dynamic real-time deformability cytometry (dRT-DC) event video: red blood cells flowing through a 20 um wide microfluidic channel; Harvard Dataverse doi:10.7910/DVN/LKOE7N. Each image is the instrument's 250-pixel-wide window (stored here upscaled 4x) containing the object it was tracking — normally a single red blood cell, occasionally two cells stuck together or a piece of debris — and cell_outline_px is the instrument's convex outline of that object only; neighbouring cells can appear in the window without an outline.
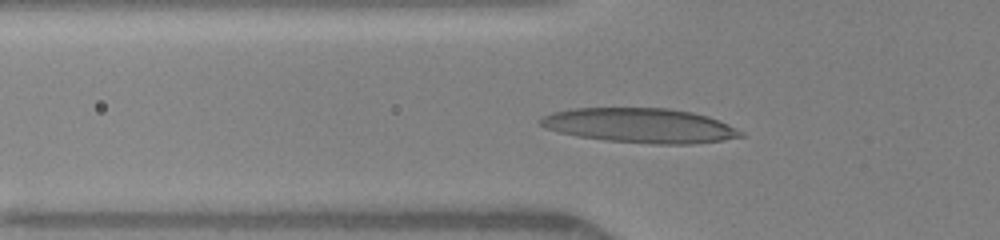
{"species": "human", "species_latin": "Homo sapiens", "temperature_condition": "warm", "stored_images_in_passage": 32, "camera_frame_rate_fps": 3000, "um_per_image_px": 0.085, "donor": {"sex": "female"}, "frame": {"image": 1, "passage_image": 6, "time_ms": 1.667, "image_size_px": [1000, 240], "cell_outline_px": [[744, 136], [724, 140], [688, 144], [652, 144], [604, 140], [576, 136], [544, 128], [536, 120], [540, 116], [552, 112], [572, 108], [668, 108], [692, 112], [708, 116], [728, 124], [744, 132]], "centroid_in_image_um": [54.37, 10.66], "position_along_channel_um": 71.4, "area_um2": 40.69}}
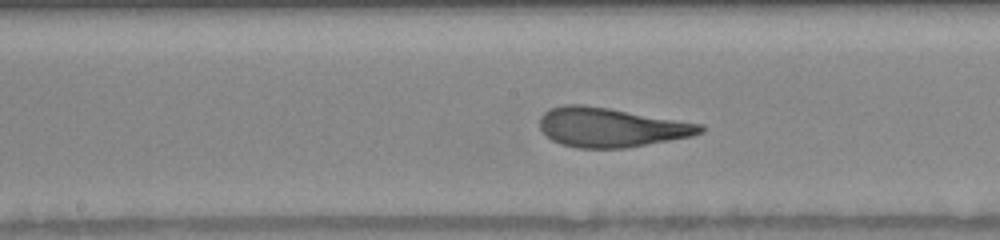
{"frame": {"image": 2, "passage_image": 15, "time_ms": 4.667, "image_size_px": [1000, 240], "cell_outline_px": [[704, 132], [692, 136], [624, 148], [576, 148], [560, 144], [552, 140], [540, 128], [540, 116], [548, 108], [564, 104], [584, 104], [704, 124]], "centroid_in_image_um": [51.91, 10.82], "position_along_channel_um": 196.3, "area_um2": 36.82}}
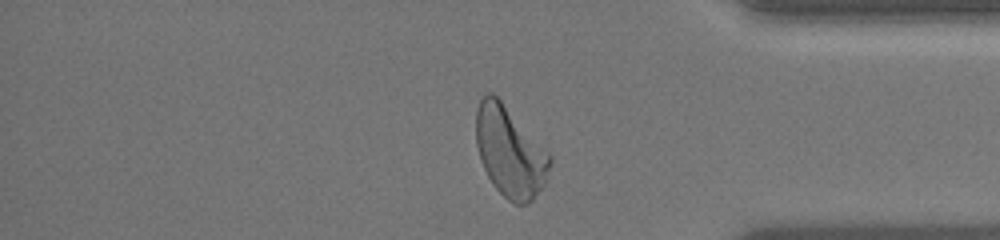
{"frame": {"image": 3, "passage_image": 30, "time_ms": 9.667, "image_size_px": [1000, 240], "cell_outline_px": [[552, 160], [544, 184], [532, 200], [528, 204], [516, 204], [508, 200], [492, 184], [480, 160], [476, 144], [476, 108], [484, 92], [492, 92], [500, 100], [552, 156]], "centroid_in_image_um": [43.32, 12.9], "position_along_channel_um": 391.9, "area_um2": 38.55}, "authors_computed_cell_mechanics": {"area_um2": 36.6163, "velocity_mm_per_s": 4.1708, "shape_relaxation_time_tau1_ms": 3.168, "shape_relaxation_time_tau2_ms": 0.8681, "deformation_change_tau1": 0.1855, "deformation_change_tau2": 0.0978}}